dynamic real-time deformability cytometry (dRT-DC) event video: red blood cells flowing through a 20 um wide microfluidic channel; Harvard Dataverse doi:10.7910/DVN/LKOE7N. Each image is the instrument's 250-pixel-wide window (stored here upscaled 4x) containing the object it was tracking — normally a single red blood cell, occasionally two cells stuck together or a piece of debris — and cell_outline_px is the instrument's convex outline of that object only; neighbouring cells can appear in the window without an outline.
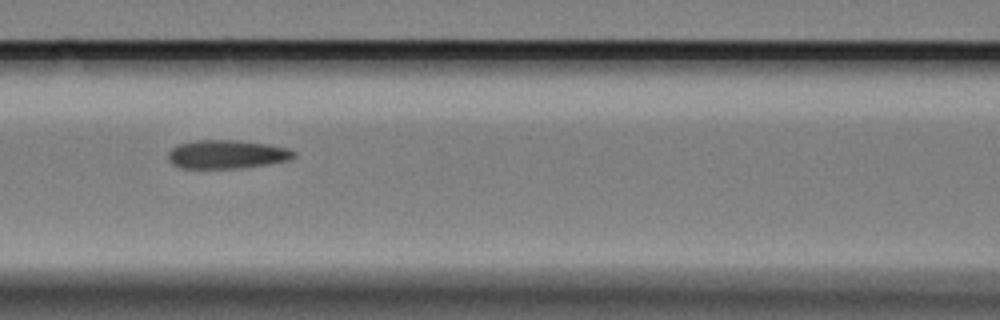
{"species": "Egyptian fruit bat (a non-hibernating species)", "species_latin": "Rousettus aegyptiacus", "temperature_condition": "cold", "stored_images_in_passage": 9, "camera_frame_rate_fps": 3000, "um_per_image_px": 0.085, "animal": {"sex": "female"}, "frame": {"image": 1, "passage_image": 5, "time_ms": 5.333, "image_size_px": [1000, 320], "cell_outline_px": [[296, 156], [288, 160], [268, 164], [240, 168], [180, 168], [172, 164], [168, 160], [168, 152], [172, 148], [180, 144], [196, 140], [240, 140], [268, 144], [288, 148], [296, 152]], "centroid_in_image_um": [19.29, 13.11], "position_along_channel_um": 147.3, "area_um2": 21.04}}
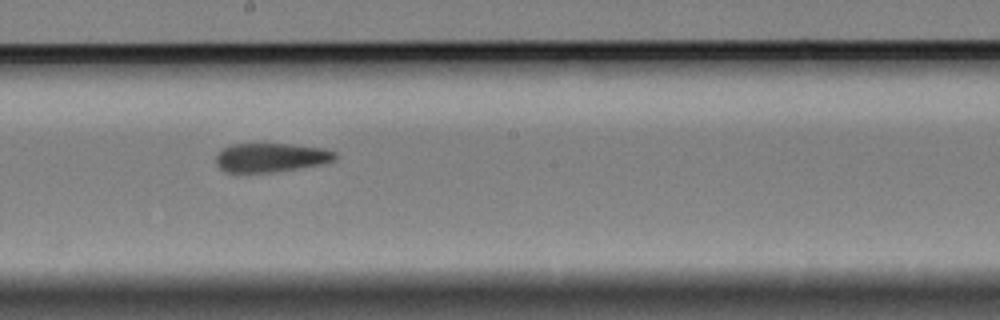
{"frame": {"image": 2, "passage_image": 7, "time_ms": 7.667, "image_size_px": [1000, 320], "cell_outline_px": [[340, 156], [336, 160], [320, 164], [272, 172], [224, 172], [216, 164], [216, 152], [220, 148], [232, 144], [288, 144], [324, 148], [336, 152]], "centroid_in_image_um": [23.01, 13.38], "position_along_channel_um": 225.2, "area_um2": 20.23}}
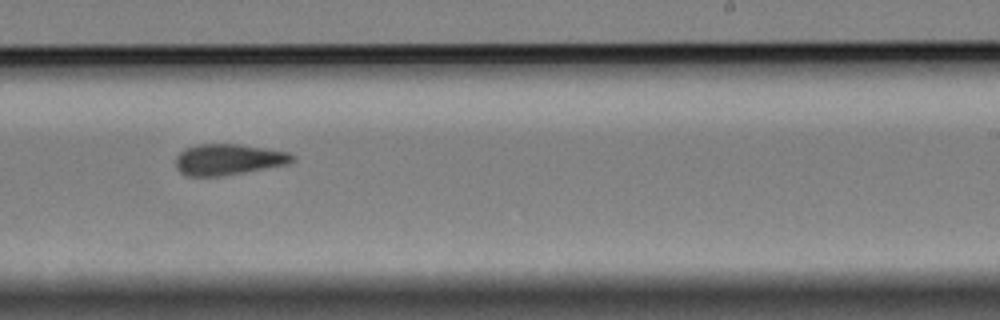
{"frame": {"image": 3, "passage_image": 8, "time_ms": 9.0, "image_size_px": [1000, 320], "cell_outline_px": [[292, 160], [288, 164], [220, 176], [188, 176], [180, 172], [176, 168], [176, 156], [184, 148], [196, 144], [236, 144], [264, 148], [288, 152], [292, 156]], "centroid_in_image_um": [19.34, 13.55], "position_along_channel_um": 269.7, "area_um2": 20.81}}